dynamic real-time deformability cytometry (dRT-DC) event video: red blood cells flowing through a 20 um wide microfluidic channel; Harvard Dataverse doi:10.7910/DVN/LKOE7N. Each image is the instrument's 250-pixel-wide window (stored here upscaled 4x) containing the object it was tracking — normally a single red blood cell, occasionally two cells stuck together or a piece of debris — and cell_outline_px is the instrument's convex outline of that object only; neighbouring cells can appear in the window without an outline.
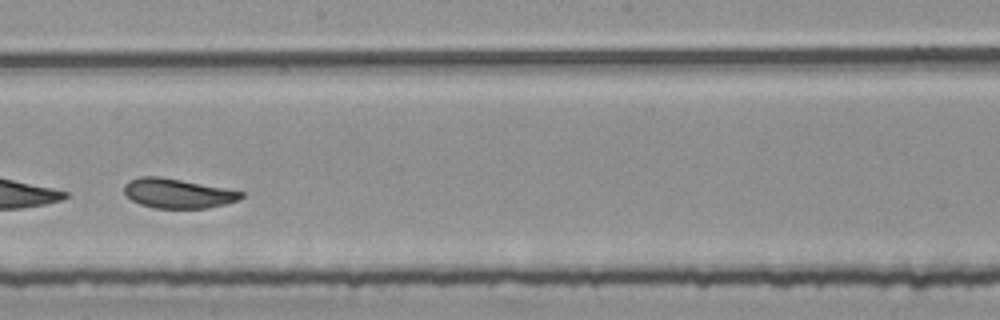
{"species": "common noctule bat (a hibernating species)", "species_latin": "Nyctalus noctula", "temperature_condition": "room temperature", "stored_images_in_passage": 43, "camera_frame_rate_fps": 3000, "um_per_image_px": 0.085, "animal": {"sex": "female", "body_mass_g": 25.1}, "frame": {"image": 1, "passage_image": 25, "time_ms": 8.0, "image_size_px": [1000, 320], "cell_outline_px": [[244, 196], [240, 200], [208, 208], [156, 208], [140, 204], [132, 200], [124, 192], [124, 184], [128, 180], [140, 176], [160, 176], [224, 188], [244, 192]], "centroid_in_image_um": [15.1, 16.43], "position_along_channel_um": 233.1, "area_um2": 20.11}, "authors_computed_cell_mechanics": {"area_um2": 21.3282, "velocity_mm_per_s": 3.6916, "shape_relaxation_time_tau1_ms": null, "shape_relaxation_time_tau2_ms": 2.3637, "deformation_change_tau1": null, "deformation_change_tau2": 0.0902}}